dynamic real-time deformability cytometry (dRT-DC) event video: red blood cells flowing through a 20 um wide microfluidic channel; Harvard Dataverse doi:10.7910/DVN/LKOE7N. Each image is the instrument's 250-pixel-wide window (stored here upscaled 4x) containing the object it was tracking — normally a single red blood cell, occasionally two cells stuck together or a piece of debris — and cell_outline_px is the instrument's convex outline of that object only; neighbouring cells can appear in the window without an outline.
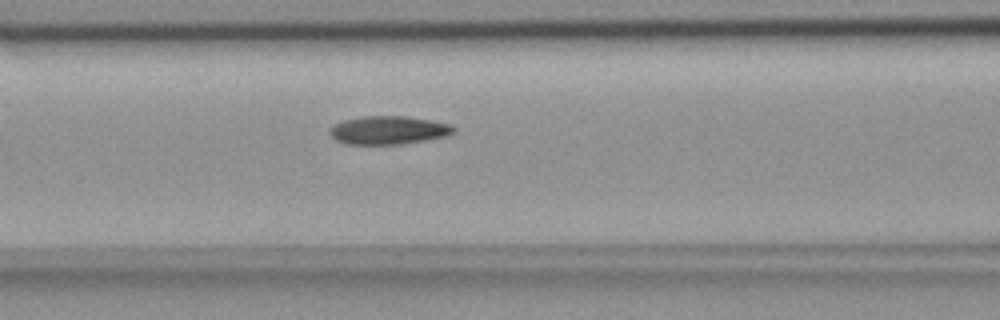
{"species": "common noctule bat (a hibernating species)", "species_latin": "Nyctalus noctula", "temperature_condition": "room temperature", "stored_images_in_passage": 40, "camera_frame_rate_fps": 3000, "um_per_image_px": 0.085, "animal": {"sex": "female", "body_mass_g": 18.4}, "frame": {"image": 1, "passage_image": 8, "time_ms": 2.333, "image_size_px": [1000, 320], "cell_outline_px": [[456, 132], [448, 136], [400, 144], [344, 144], [336, 140], [328, 132], [328, 128], [332, 124], [344, 120], [364, 116], [408, 116], [432, 120], [452, 124], [456, 128]], "centroid_in_image_um": [33.03, 11.06], "position_along_channel_um": 133.6, "area_um2": 20.75}}
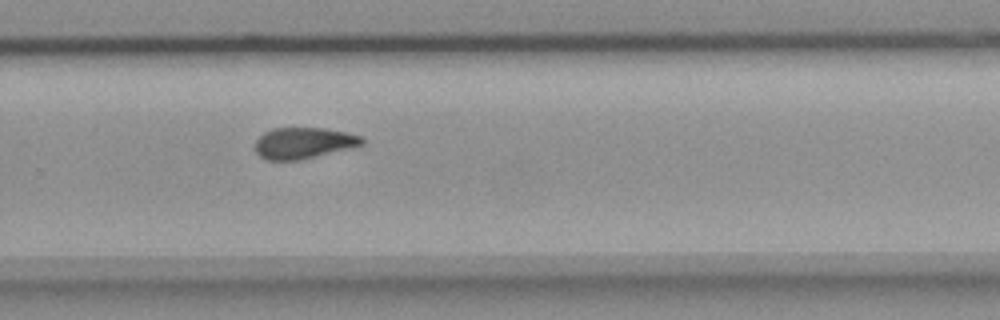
{"frame": {"image": 2, "passage_image": 22, "time_ms": 7.0, "image_size_px": [1000, 320], "cell_outline_px": [[364, 144], [300, 160], [264, 160], [256, 152], [256, 140], [264, 132], [272, 128], [324, 128], [348, 132], [360, 136], [364, 140]], "centroid_in_image_um": [25.78, 12.15], "position_along_channel_um": 304.0, "area_um2": 19.31}}
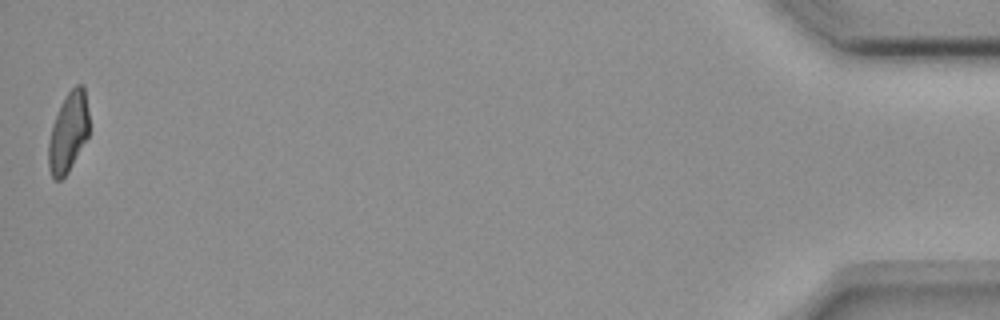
{"frame": {"image": 3, "passage_image": 40, "time_ms": 13.0, "image_size_px": [1000, 320], "cell_outline_px": [[88, 136], [68, 172], [60, 180], [56, 180], [52, 176], [48, 168], [48, 144], [52, 124], [60, 104], [68, 92], [76, 84], [84, 84], [88, 112]], "centroid_in_image_um": [5.79, 11.22], "position_along_channel_um": 429.4, "area_um2": 18.84}, "authors_computed_cell_mechanics": {"area_um2": 20.1722, "velocity_mm_per_s": 3.6646, "shape_relaxation_time_tau1_ms": 11.2358, "shape_relaxation_time_tau2_ms": 5.5989, "deformation_change_tau1": 0.2579, "deformation_change_tau2": 0.1306}}